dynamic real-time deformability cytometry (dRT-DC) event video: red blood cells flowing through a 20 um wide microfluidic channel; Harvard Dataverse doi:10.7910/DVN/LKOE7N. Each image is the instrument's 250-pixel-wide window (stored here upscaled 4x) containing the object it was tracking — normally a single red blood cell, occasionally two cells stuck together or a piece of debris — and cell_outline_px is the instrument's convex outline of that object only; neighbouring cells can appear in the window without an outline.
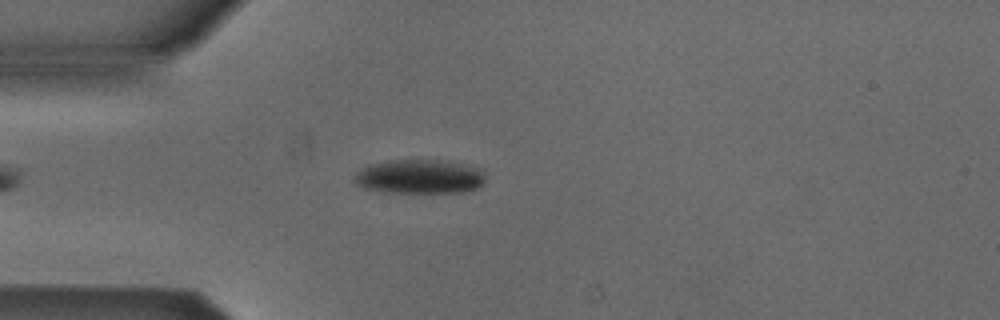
{"species": "Egyptian fruit bat (a non-hibernating species)", "species_latin": "Rousettus aegyptiacus", "temperature_condition": "cold", "stored_images_in_passage": 46, "camera_frame_rate_fps": 3000, "um_per_image_px": 0.085, "animal": {"sex": "male"}, "frame": {"image": 1, "passage_image": 7, "time_ms": 2.0, "image_size_px": [1000, 320], "cell_outline_px": [[484, 180], [480, 188], [464, 192], [380, 192], [364, 188], [356, 184], [352, 180], [356, 172], [360, 168], [368, 164], [388, 160], [440, 160], [480, 168], [484, 172]], "centroid_in_image_um": [35.61, 15.01], "position_along_channel_um": 49.4, "area_um2": 26.36}}
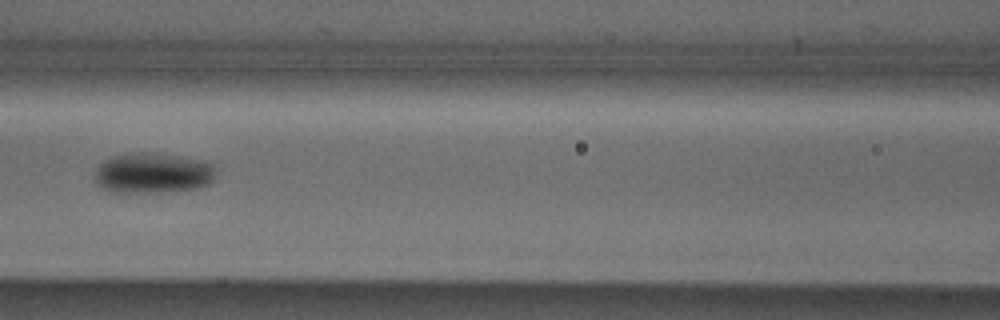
{"frame": {"image": 2, "passage_image": 16, "time_ms": 5.0, "image_size_px": [1000, 320], "cell_outline_px": [[216, 176], [208, 184], [196, 188], [164, 192], [108, 192], [100, 188], [96, 184], [96, 168], [104, 160], [112, 156], [132, 152], [152, 152], [176, 156], [196, 160], [212, 164]], "centroid_in_image_um": [12.93, 14.72], "position_along_channel_um": 153.7, "area_um2": 28.5}}
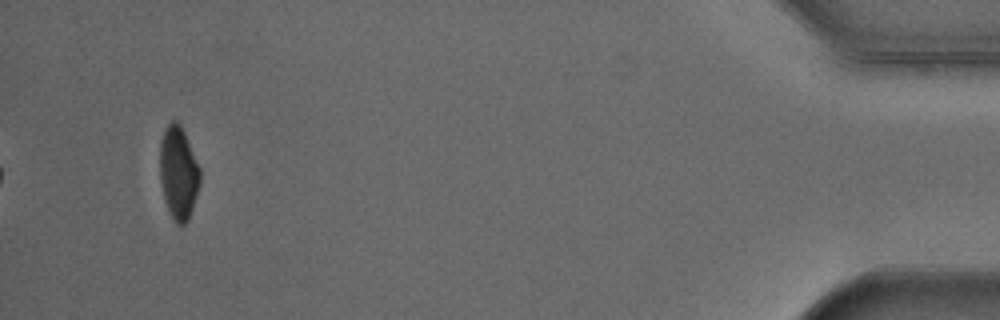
{"frame": {"image": 3, "passage_image": 43, "time_ms": 14.0, "image_size_px": [1000, 320], "cell_outline_px": [[200, 184], [188, 220], [180, 228], [172, 220], [168, 212], [164, 200], [160, 180], [160, 144], [164, 128], [172, 120], [176, 120], [180, 124], [184, 132], [200, 168]], "centroid_in_image_um": [15.15, 14.72], "position_along_channel_um": 420.0, "area_um2": 21.96}, "authors_computed_cell_mechanics": {"area_um2": 25.6054, "velocity_mm_per_s": 3.865, "shape_relaxation_time_tau1_ms": 4.7706, "shape_relaxation_time_tau2_ms": null, "deformation_change_tau1": 0.1242, "deformation_change_tau2": null}}